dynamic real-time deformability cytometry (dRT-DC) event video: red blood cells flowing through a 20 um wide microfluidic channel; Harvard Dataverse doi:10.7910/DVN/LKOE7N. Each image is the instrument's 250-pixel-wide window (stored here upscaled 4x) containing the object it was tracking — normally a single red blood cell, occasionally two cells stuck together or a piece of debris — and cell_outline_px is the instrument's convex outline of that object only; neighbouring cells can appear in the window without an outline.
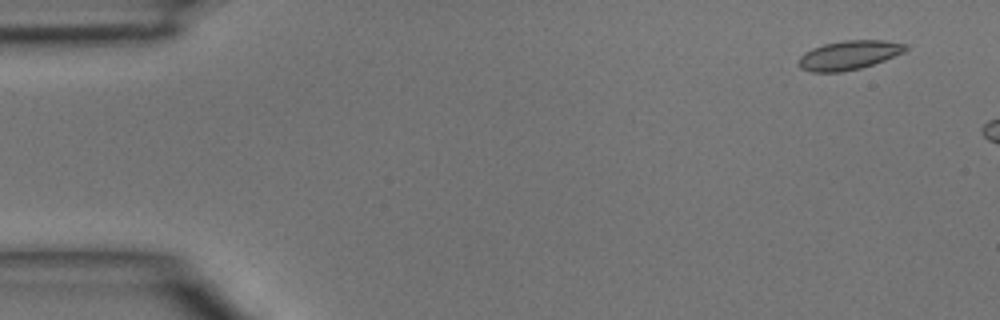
{"species": "common noctule bat (a hibernating species)", "species_latin": "Nyctalus noctula", "temperature_condition": "room temperature", "stored_images_in_passage": 9, "camera_frame_rate_fps": 3000, "um_per_image_px": 0.085, "animal": {"sex": "male", "body_mass_g": 15.6}, "frame": {"image": 1, "passage_image": 3, "time_ms": 0.667, "image_size_px": [1000, 320], "cell_outline_px": [[908, 48], [904, 52], [884, 60], [860, 68], [840, 72], [812, 72], [800, 68], [796, 64], [800, 56], [804, 52], [812, 48], [824, 44], [844, 40], [884, 40], [908, 44]], "centroid_in_image_um": [72.13, 4.68], "position_along_channel_um": 12.9, "area_um2": 18.21}}